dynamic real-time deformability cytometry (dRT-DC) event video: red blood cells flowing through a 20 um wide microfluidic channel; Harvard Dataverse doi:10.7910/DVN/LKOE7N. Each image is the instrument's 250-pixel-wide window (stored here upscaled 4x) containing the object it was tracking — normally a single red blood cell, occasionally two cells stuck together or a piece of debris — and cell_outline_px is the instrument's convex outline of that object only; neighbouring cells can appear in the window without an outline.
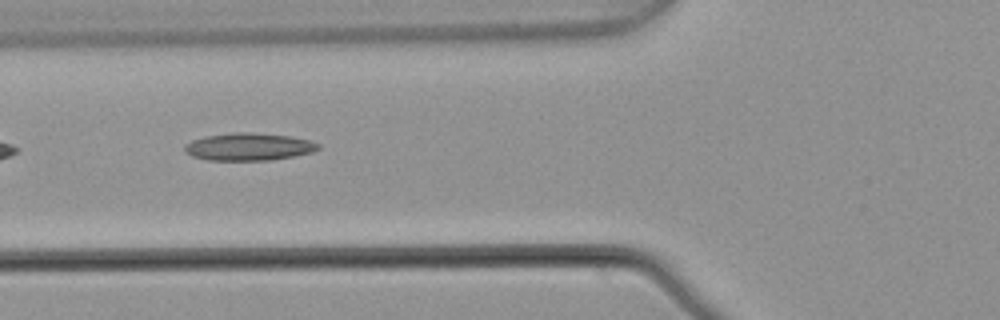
{"species": "common noctule bat (a hibernating species)", "species_latin": "Nyctalus noctula", "temperature_condition": "warm", "stored_images_in_passage": 7, "camera_frame_rate_fps": 3000, "um_per_image_px": 0.085, "animal": {"sex": "male", "body_mass_g": 21.5, "forearm_length_mm": 52.0}, "frame": {"image": 1, "passage_image": 5, "time_ms": 1.333, "image_size_px": [1000, 320], "cell_outline_px": [[320, 148], [312, 152], [272, 160], [208, 160], [192, 156], [184, 152], [184, 144], [192, 140], [204, 136], [232, 132], [252, 132], [292, 136], [308, 140], [320, 144]], "centroid_in_image_um": [21.11, 12.46], "position_along_channel_um": 104.7, "area_um2": 21.56}}
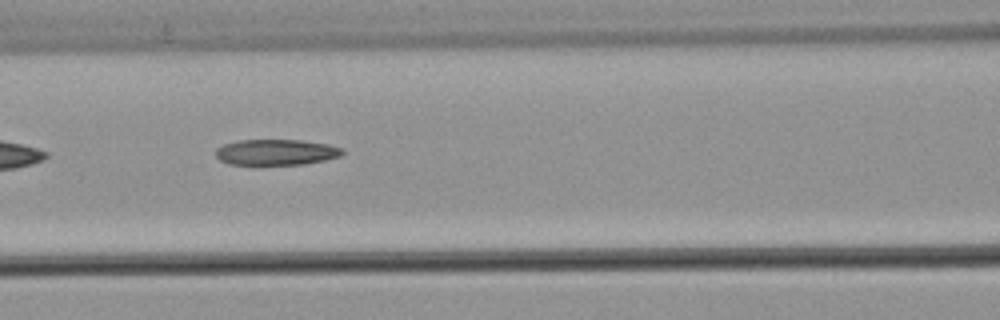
{"frame": {"image": 2, "passage_image": 6, "time_ms": 1.667, "image_size_px": [1000, 320], "cell_outline_px": [[344, 152], [340, 156], [324, 160], [304, 164], [256, 168], [252, 168], [228, 164], [220, 160], [216, 156], [216, 148], [224, 144], [240, 140], [300, 140], [328, 144], [344, 148]], "centroid_in_image_um": [23.41, 12.99], "position_along_channel_um": 143.2, "area_um2": 20.11}}